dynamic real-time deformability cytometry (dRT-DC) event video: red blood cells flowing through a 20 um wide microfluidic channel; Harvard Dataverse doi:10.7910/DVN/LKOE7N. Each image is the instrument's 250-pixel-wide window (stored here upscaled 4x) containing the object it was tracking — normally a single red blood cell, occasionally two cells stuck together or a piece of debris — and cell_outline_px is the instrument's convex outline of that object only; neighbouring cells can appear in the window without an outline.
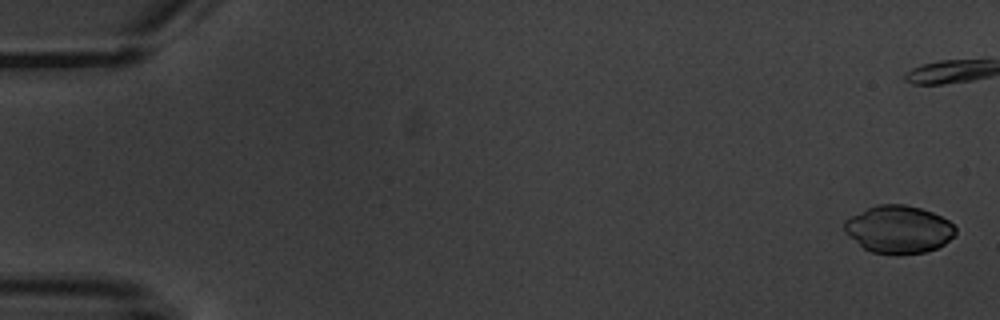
{"species": "common noctule bat (a hibernating species)", "species_latin": "Nyctalus noctula", "temperature_condition": "warm", "stored_images_in_passage": 11, "segment_of_instrument_passage": [1, 2], "camera_frame_rate_fps": 3000, "um_per_image_px": 0.085, "animal": {"sex": "male", "body_mass_g": 20.1, "forearm_length_mm": 53.5}, "frame": {"image": 1, "passage_image": 1, "time_ms": 0.0, "image_size_px": [1000, 320], "cell_outline_px": [[956, 236], [944, 244], [936, 248], [924, 252], [872, 252], [864, 248], [844, 232], [844, 220], [876, 204], [904, 204], [920, 208], [932, 212], [948, 220], [956, 228]], "centroid_in_image_um": [76.4, 19.46], "position_along_channel_um": 8.6, "area_um2": 30.29}}